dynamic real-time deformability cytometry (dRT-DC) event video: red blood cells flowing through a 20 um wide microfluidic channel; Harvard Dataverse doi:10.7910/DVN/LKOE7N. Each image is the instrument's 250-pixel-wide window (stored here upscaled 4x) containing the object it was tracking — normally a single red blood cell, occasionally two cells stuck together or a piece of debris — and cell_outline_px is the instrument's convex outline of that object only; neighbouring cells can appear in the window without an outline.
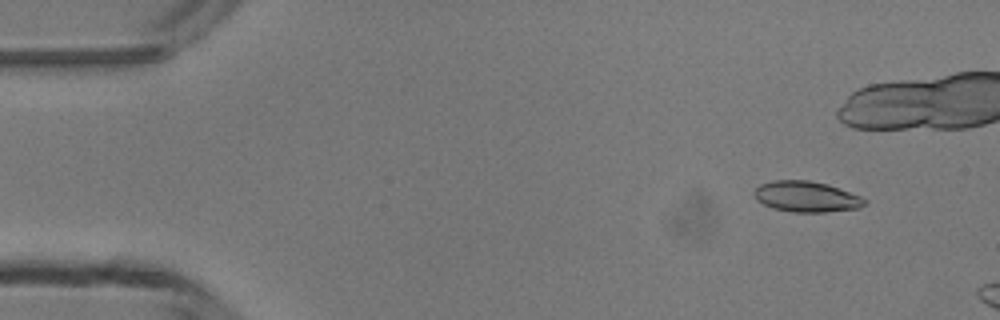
{"species": "common noctule bat (a hibernating species)", "species_latin": "Nyctalus noctula", "temperature_condition": "room temperature", "stored_images_in_passage": 4, "camera_frame_rate_fps": 3000, "um_per_image_px": 0.085, "animal": {"sex": "male", "body_mass_g": 13.3}, "frame": {"image": 1, "passage_image": 2, "time_ms": 1.333, "image_size_px": [1000, 320], "cell_outline_px": [[868, 200], [860, 208], [824, 212], [792, 212], [772, 208], [756, 200], [752, 192], [760, 184], [772, 180], [808, 180], [828, 184], [860, 196]], "centroid_in_image_um": [68.51, 16.71], "position_along_channel_um": 16.5, "area_um2": 19.88}}